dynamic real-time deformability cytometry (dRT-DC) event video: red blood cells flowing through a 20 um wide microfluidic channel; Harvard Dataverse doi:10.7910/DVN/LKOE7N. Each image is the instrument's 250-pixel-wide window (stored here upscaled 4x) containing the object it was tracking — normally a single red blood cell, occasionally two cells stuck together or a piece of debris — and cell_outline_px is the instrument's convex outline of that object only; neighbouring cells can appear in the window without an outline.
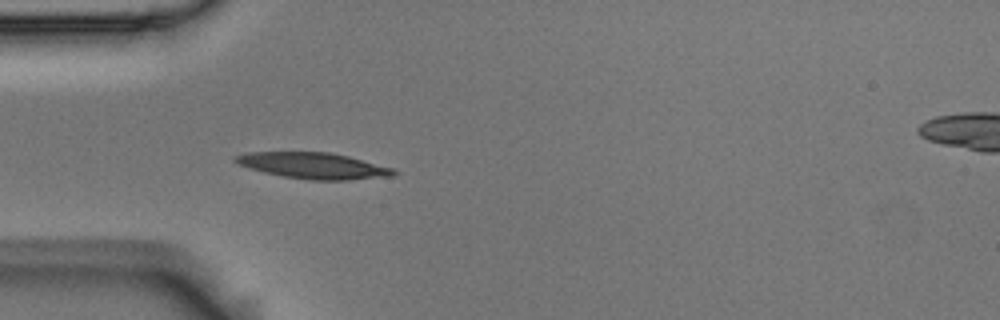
{"species": "Egyptian fruit bat (a non-hibernating species)", "species_latin": "Rousettus aegyptiacus", "temperature_condition": "room temperature", "stored_images_in_passage": 40, "camera_frame_rate_fps": 3000, "um_per_image_px": 0.085, "animal": {"sex": "male"}, "frame": {"image": 1, "passage_image": 1, "time_ms": 0.0, "image_size_px": [1000, 320], "cell_outline_px": [[400, 172], [396, 176], [348, 180], [312, 180], [284, 176], [264, 172], [248, 168], [232, 160], [236, 156], [248, 152], [328, 152], [348, 156], [392, 168]], "centroid_in_image_um": [26.69, 14.09], "position_along_channel_um": 58.3, "area_um2": 23.99}}
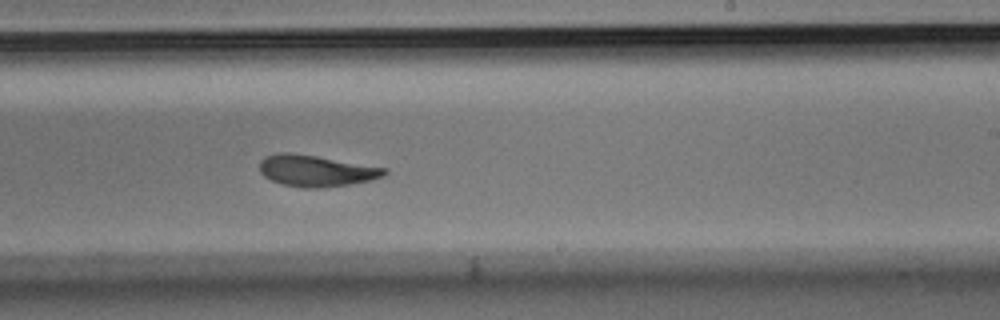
{"frame": {"image": 2, "passage_image": 18, "time_ms": 5.667, "image_size_px": [1000, 320], "cell_outline_px": [[388, 172], [384, 176], [372, 180], [324, 188], [304, 188], [280, 184], [264, 176], [260, 172], [260, 160], [264, 156], [276, 152], [292, 152], [388, 168]], "centroid_in_image_um": [26.85, 14.51], "position_along_channel_um": 262.1, "area_um2": 23.06}}
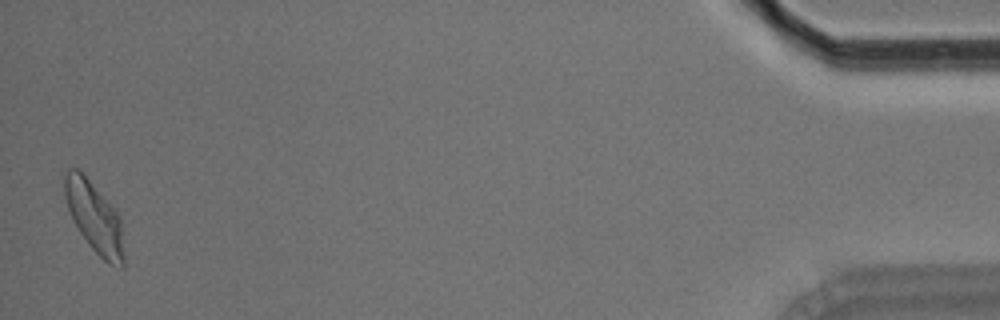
{"frame": {"image": 3, "passage_image": 39, "time_ms": 12.667, "image_size_px": [1000, 320], "cell_outline_px": [[124, 268], [120, 268], [108, 264], [88, 244], [80, 232], [68, 208], [64, 196], [64, 176], [68, 168], [80, 168], [84, 172], [116, 208], [120, 216], [124, 256]], "centroid_in_image_um": [8.04, 18.42], "position_along_channel_um": 427.2, "area_um2": 24.85}, "authors_computed_cell_mechanics": {"area_um2": 23.0333, "velocity_mm_per_s": 3.6442, "shape_relaxation_time_tau1_ms": 3.0968, "shape_relaxation_time_tau2_ms": 2.5337, "deformation_change_tau1": 0.1473, "deformation_change_tau2": 0.0992}}